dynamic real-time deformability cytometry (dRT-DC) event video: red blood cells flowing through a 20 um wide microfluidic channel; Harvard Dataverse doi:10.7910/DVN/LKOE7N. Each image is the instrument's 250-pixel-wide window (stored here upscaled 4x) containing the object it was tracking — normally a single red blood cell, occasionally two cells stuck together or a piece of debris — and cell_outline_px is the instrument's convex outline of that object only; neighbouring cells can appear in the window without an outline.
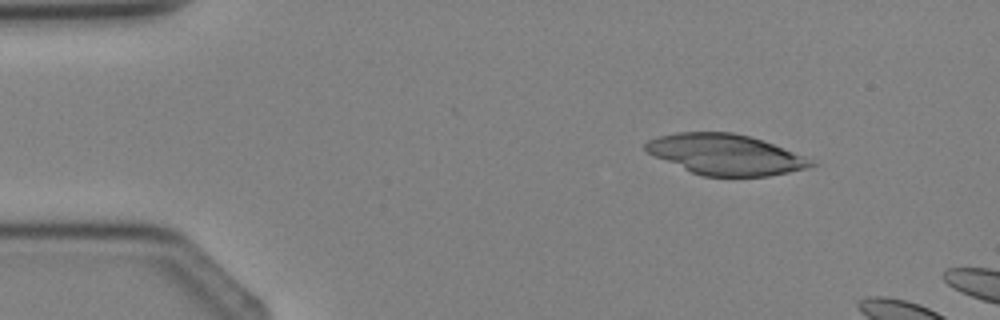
{"species": "Egyptian fruit bat (a non-hibernating species)", "species_latin": "Rousettus aegyptiacus", "temperature_condition": "cold", "stored_images_in_passage": 2, "camera_frame_rate_fps": 3000, "um_per_image_px": 0.085, "animal": {"sex": "female"}, "frame": {"image": 1, "passage_image": 1, "time_ms": 0.0, "image_size_px": [1000, 320], "cell_outline_px": [[820, 164], [788, 172], [768, 176], [704, 176], [692, 172], [644, 152], [644, 144], [648, 140], [656, 136], [676, 132], [732, 132], [748, 136], [772, 144], [804, 156]], "centroid_in_image_um": [61.61, 13.12], "position_along_channel_um": 23.4, "area_um2": 38.84}}